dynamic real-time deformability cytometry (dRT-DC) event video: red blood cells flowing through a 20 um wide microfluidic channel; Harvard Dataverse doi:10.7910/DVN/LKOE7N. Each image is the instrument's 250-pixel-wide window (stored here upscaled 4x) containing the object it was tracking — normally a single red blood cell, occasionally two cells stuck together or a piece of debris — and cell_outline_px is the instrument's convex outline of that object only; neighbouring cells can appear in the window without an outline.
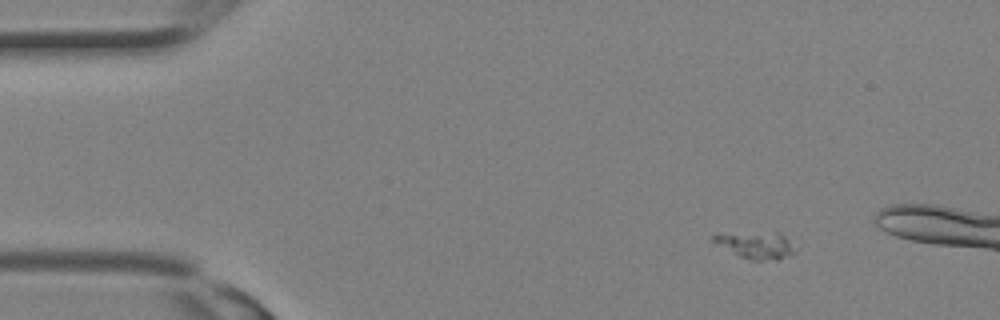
{"species": "Egyptian fruit bat (a non-hibernating species)", "species_latin": "Rousettus aegyptiacus", "temperature_condition": "room temperature", "stored_images_in_passage": 6, "camera_frame_rate_fps": 3000, "um_per_image_px": 0.085, "animal": {"sex": "female"}, "frame": {"image": 1, "passage_image": 1, "time_ms": 0.0, "image_size_px": [1000, 320], "cell_outline_px": [[796, 252], [792, 256], [776, 260], [752, 260], [740, 256], [712, 240], [712, 236], [776, 232], [780, 232], [788, 240]], "centroid_in_image_um": [64.4, 20.88], "position_along_channel_um": 20.6, "area_um2": 12.02}}